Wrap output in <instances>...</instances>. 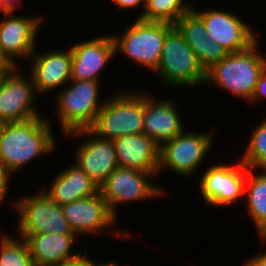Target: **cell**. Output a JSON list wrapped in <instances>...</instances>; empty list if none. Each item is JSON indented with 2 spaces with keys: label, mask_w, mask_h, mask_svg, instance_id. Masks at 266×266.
Returning <instances> with one entry per match:
<instances>
[{
  "label": "cell",
  "mask_w": 266,
  "mask_h": 266,
  "mask_svg": "<svg viewBox=\"0 0 266 266\" xmlns=\"http://www.w3.org/2000/svg\"><path fill=\"white\" fill-rule=\"evenodd\" d=\"M236 164L218 163L201 175L199 188L204 202L215 207H226L244 196L246 165L240 160Z\"/></svg>",
  "instance_id": "11"
},
{
  "label": "cell",
  "mask_w": 266,
  "mask_h": 266,
  "mask_svg": "<svg viewBox=\"0 0 266 266\" xmlns=\"http://www.w3.org/2000/svg\"><path fill=\"white\" fill-rule=\"evenodd\" d=\"M257 43L258 40L245 51L229 53L215 64L207 71L205 84L211 83L249 102L266 67V57L258 53Z\"/></svg>",
  "instance_id": "2"
},
{
  "label": "cell",
  "mask_w": 266,
  "mask_h": 266,
  "mask_svg": "<svg viewBox=\"0 0 266 266\" xmlns=\"http://www.w3.org/2000/svg\"><path fill=\"white\" fill-rule=\"evenodd\" d=\"M174 26L183 35L184 40L194 51L202 66V51L206 40H208V35L201 18L190 9L176 21Z\"/></svg>",
  "instance_id": "24"
},
{
  "label": "cell",
  "mask_w": 266,
  "mask_h": 266,
  "mask_svg": "<svg viewBox=\"0 0 266 266\" xmlns=\"http://www.w3.org/2000/svg\"><path fill=\"white\" fill-rule=\"evenodd\" d=\"M158 173H148L135 169L117 167L99 187V191L109 206L112 214L117 218L118 204L148 200L164 195L161 187L151 183L149 177Z\"/></svg>",
  "instance_id": "9"
},
{
  "label": "cell",
  "mask_w": 266,
  "mask_h": 266,
  "mask_svg": "<svg viewBox=\"0 0 266 266\" xmlns=\"http://www.w3.org/2000/svg\"><path fill=\"white\" fill-rule=\"evenodd\" d=\"M0 238V266H34L25 239L6 233Z\"/></svg>",
  "instance_id": "25"
},
{
  "label": "cell",
  "mask_w": 266,
  "mask_h": 266,
  "mask_svg": "<svg viewBox=\"0 0 266 266\" xmlns=\"http://www.w3.org/2000/svg\"><path fill=\"white\" fill-rule=\"evenodd\" d=\"M19 0H0V12L1 13H7V12H13L15 10H17L16 6H19V5H16L19 4Z\"/></svg>",
  "instance_id": "34"
},
{
  "label": "cell",
  "mask_w": 266,
  "mask_h": 266,
  "mask_svg": "<svg viewBox=\"0 0 266 266\" xmlns=\"http://www.w3.org/2000/svg\"><path fill=\"white\" fill-rule=\"evenodd\" d=\"M98 266H120V264H118L117 261L116 262L115 261H111V262L108 261V263L106 262L104 264H98Z\"/></svg>",
  "instance_id": "35"
},
{
  "label": "cell",
  "mask_w": 266,
  "mask_h": 266,
  "mask_svg": "<svg viewBox=\"0 0 266 266\" xmlns=\"http://www.w3.org/2000/svg\"><path fill=\"white\" fill-rule=\"evenodd\" d=\"M70 83L57 96L56 115L63 135L89 129L105 103L99 98V81L71 79Z\"/></svg>",
  "instance_id": "4"
},
{
  "label": "cell",
  "mask_w": 266,
  "mask_h": 266,
  "mask_svg": "<svg viewBox=\"0 0 266 266\" xmlns=\"http://www.w3.org/2000/svg\"><path fill=\"white\" fill-rule=\"evenodd\" d=\"M153 72L160 82L175 88L199 87L207 79L198 57L175 26L166 34L158 66Z\"/></svg>",
  "instance_id": "3"
},
{
  "label": "cell",
  "mask_w": 266,
  "mask_h": 266,
  "mask_svg": "<svg viewBox=\"0 0 266 266\" xmlns=\"http://www.w3.org/2000/svg\"><path fill=\"white\" fill-rule=\"evenodd\" d=\"M170 99L157 100L143 93L142 133L154 139L160 146L184 131L178 110Z\"/></svg>",
  "instance_id": "18"
},
{
  "label": "cell",
  "mask_w": 266,
  "mask_h": 266,
  "mask_svg": "<svg viewBox=\"0 0 266 266\" xmlns=\"http://www.w3.org/2000/svg\"><path fill=\"white\" fill-rule=\"evenodd\" d=\"M77 237L76 234L42 233L28 234L24 239L30 249L34 266H58L81 253L71 252Z\"/></svg>",
  "instance_id": "20"
},
{
  "label": "cell",
  "mask_w": 266,
  "mask_h": 266,
  "mask_svg": "<svg viewBox=\"0 0 266 266\" xmlns=\"http://www.w3.org/2000/svg\"><path fill=\"white\" fill-rule=\"evenodd\" d=\"M89 129L98 137L109 140L142 133L143 92L119 91L115 96L105 99Z\"/></svg>",
  "instance_id": "5"
},
{
  "label": "cell",
  "mask_w": 266,
  "mask_h": 266,
  "mask_svg": "<svg viewBox=\"0 0 266 266\" xmlns=\"http://www.w3.org/2000/svg\"><path fill=\"white\" fill-rule=\"evenodd\" d=\"M16 65H14L9 58L3 53L0 47V73H9L11 72Z\"/></svg>",
  "instance_id": "32"
},
{
  "label": "cell",
  "mask_w": 266,
  "mask_h": 266,
  "mask_svg": "<svg viewBox=\"0 0 266 266\" xmlns=\"http://www.w3.org/2000/svg\"><path fill=\"white\" fill-rule=\"evenodd\" d=\"M6 74H8V73H0V85H1V82H2V80Z\"/></svg>",
  "instance_id": "36"
},
{
  "label": "cell",
  "mask_w": 266,
  "mask_h": 266,
  "mask_svg": "<svg viewBox=\"0 0 266 266\" xmlns=\"http://www.w3.org/2000/svg\"><path fill=\"white\" fill-rule=\"evenodd\" d=\"M191 9L201 18L208 37L222 45L228 53L245 51L257 41L254 30L235 14L219 9L203 12L195 7Z\"/></svg>",
  "instance_id": "13"
},
{
  "label": "cell",
  "mask_w": 266,
  "mask_h": 266,
  "mask_svg": "<svg viewBox=\"0 0 266 266\" xmlns=\"http://www.w3.org/2000/svg\"><path fill=\"white\" fill-rule=\"evenodd\" d=\"M72 52L71 79L99 81V74L116 55L111 34L99 36L70 47Z\"/></svg>",
  "instance_id": "16"
},
{
  "label": "cell",
  "mask_w": 266,
  "mask_h": 266,
  "mask_svg": "<svg viewBox=\"0 0 266 266\" xmlns=\"http://www.w3.org/2000/svg\"><path fill=\"white\" fill-rule=\"evenodd\" d=\"M119 167L159 173L160 145L144 133L112 140Z\"/></svg>",
  "instance_id": "19"
},
{
  "label": "cell",
  "mask_w": 266,
  "mask_h": 266,
  "mask_svg": "<svg viewBox=\"0 0 266 266\" xmlns=\"http://www.w3.org/2000/svg\"><path fill=\"white\" fill-rule=\"evenodd\" d=\"M174 27L165 22L145 21L140 18L128 25L124 32L111 34L115 52L127 55L137 65L145 66L151 72L158 66L166 34Z\"/></svg>",
  "instance_id": "6"
},
{
  "label": "cell",
  "mask_w": 266,
  "mask_h": 266,
  "mask_svg": "<svg viewBox=\"0 0 266 266\" xmlns=\"http://www.w3.org/2000/svg\"><path fill=\"white\" fill-rule=\"evenodd\" d=\"M229 53L217 42H214L211 37H208L202 51V67L207 72L215 64L220 62Z\"/></svg>",
  "instance_id": "27"
},
{
  "label": "cell",
  "mask_w": 266,
  "mask_h": 266,
  "mask_svg": "<svg viewBox=\"0 0 266 266\" xmlns=\"http://www.w3.org/2000/svg\"><path fill=\"white\" fill-rule=\"evenodd\" d=\"M184 0H145L141 14L137 17L145 21L165 22L175 24L191 6Z\"/></svg>",
  "instance_id": "23"
},
{
  "label": "cell",
  "mask_w": 266,
  "mask_h": 266,
  "mask_svg": "<svg viewBox=\"0 0 266 266\" xmlns=\"http://www.w3.org/2000/svg\"><path fill=\"white\" fill-rule=\"evenodd\" d=\"M5 16L7 19L0 21V47L9 60L18 66L15 57L31 58L34 53L42 18L13 16V12L4 13Z\"/></svg>",
  "instance_id": "15"
},
{
  "label": "cell",
  "mask_w": 266,
  "mask_h": 266,
  "mask_svg": "<svg viewBox=\"0 0 266 266\" xmlns=\"http://www.w3.org/2000/svg\"><path fill=\"white\" fill-rule=\"evenodd\" d=\"M20 73L19 66L6 74L0 85V122H23L42 116L34 103L37 97L32 77ZM36 95V97H35Z\"/></svg>",
  "instance_id": "10"
},
{
  "label": "cell",
  "mask_w": 266,
  "mask_h": 266,
  "mask_svg": "<svg viewBox=\"0 0 266 266\" xmlns=\"http://www.w3.org/2000/svg\"><path fill=\"white\" fill-rule=\"evenodd\" d=\"M244 266H266V252L262 251L260 254L253 255Z\"/></svg>",
  "instance_id": "33"
},
{
  "label": "cell",
  "mask_w": 266,
  "mask_h": 266,
  "mask_svg": "<svg viewBox=\"0 0 266 266\" xmlns=\"http://www.w3.org/2000/svg\"><path fill=\"white\" fill-rule=\"evenodd\" d=\"M266 96V67L261 72L258 82L256 84L254 93L250 99V103L257 102L260 99H263Z\"/></svg>",
  "instance_id": "28"
},
{
  "label": "cell",
  "mask_w": 266,
  "mask_h": 266,
  "mask_svg": "<svg viewBox=\"0 0 266 266\" xmlns=\"http://www.w3.org/2000/svg\"><path fill=\"white\" fill-rule=\"evenodd\" d=\"M213 138L211 132L183 131L166 141L160 146L158 174L168 168L184 177L193 175L212 148Z\"/></svg>",
  "instance_id": "8"
},
{
  "label": "cell",
  "mask_w": 266,
  "mask_h": 266,
  "mask_svg": "<svg viewBox=\"0 0 266 266\" xmlns=\"http://www.w3.org/2000/svg\"><path fill=\"white\" fill-rule=\"evenodd\" d=\"M62 208L72 231L77 236L105 233L106 227L114 226L117 221L100 191L92 196L64 204Z\"/></svg>",
  "instance_id": "14"
},
{
  "label": "cell",
  "mask_w": 266,
  "mask_h": 266,
  "mask_svg": "<svg viewBox=\"0 0 266 266\" xmlns=\"http://www.w3.org/2000/svg\"><path fill=\"white\" fill-rule=\"evenodd\" d=\"M253 129L250 141L240 159L248 168L266 171V118Z\"/></svg>",
  "instance_id": "26"
},
{
  "label": "cell",
  "mask_w": 266,
  "mask_h": 266,
  "mask_svg": "<svg viewBox=\"0 0 266 266\" xmlns=\"http://www.w3.org/2000/svg\"><path fill=\"white\" fill-rule=\"evenodd\" d=\"M14 204L18 213L19 237L28 234H74L62 205L56 204L42 189L34 195L21 197ZM16 205V206H15Z\"/></svg>",
  "instance_id": "7"
},
{
  "label": "cell",
  "mask_w": 266,
  "mask_h": 266,
  "mask_svg": "<svg viewBox=\"0 0 266 266\" xmlns=\"http://www.w3.org/2000/svg\"><path fill=\"white\" fill-rule=\"evenodd\" d=\"M264 172L255 173L246 166L244 185V196L248 200L246 211L256 225L263 243L266 242V171Z\"/></svg>",
  "instance_id": "22"
},
{
  "label": "cell",
  "mask_w": 266,
  "mask_h": 266,
  "mask_svg": "<svg viewBox=\"0 0 266 266\" xmlns=\"http://www.w3.org/2000/svg\"><path fill=\"white\" fill-rule=\"evenodd\" d=\"M11 175V173L0 166V203L6 198V193L9 189V178Z\"/></svg>",
  "instance_id": "30"
},
{
  "label": "cell",
  "mask_w": 266,
  "mask_h": 266,
  "mask_svg": "<svg viewBox=\"0 0 266 266\" xmlns=\"http://www.w3.org/2000/svg\"><path fill=\"white\" fill-rule=\"evenodd\" d=\"M44 192L59 205L80 200L99 192L96 183L75 162L61 171Z\"/></svg>",
  "instance_id": "21"
},
{
  "label": "cell",
  "mask_w": 266,
  "mask_h": 266,
  "mask_svg": "<svg viewBox=\"0 0 266 266\" xmlns=\"http://www.w3.org/2000/svg\"><path fill=\"white\" fill-rule=\"evenodd\" d=\"M42 117L23 122L2 123L0 166L12 175L37 157L54 151L56 141L51 123L49 119Z\"/></svg>",
  "instance_id": "1"
},
{
  "label": "cell",
  "mask_w": 266,
  "mask_h": 266,
  "mask_svg": "<svg viewBox=\"0 0 266 266\" xmlns=\"http://www.w3.org/2000/svg\"><path fill=\"white\" fill-rule=\"evenodd\" d=\"M115 6H118L122 10L132 9L140 6L141 3L145 5V0H112Z\"/></svg>",
  "instance_id": "31"
},
{
  "label": "cell",
  "mask_w": 266,
  "mask_h": 266,
  "mask_svg": "<svg viewBox=\"0 0 266 266\" xmlns=\"http://www.w3.org/2000/svg\"><path fill=\"white\" fill-rule=\"evenodd\" d=\"M90 257L87 256V249H85L83 254H79L77 257L63 261L58 266H97L94 262V259H89Z\"/></svg>",
  "instance_id": "29"
},
{
  "label": "cell",
  "mask_w": 266,
  "mask_h": 266,
  "mask_svg": "<svg viewBox=\"0 0 266 266\" xmlns=\"http://www.w3.org/2000/svg\"><path fill=\"white\" fill-rule=\"evenodd\" d=\"M31 75L36 93H48L68 84L72 74V52L55 50L44 54L34 51L32 54Z\"/></svg>",
  "instance_id": "17"
},
{
  "label": "cell",
  "mask_w": 266,
  "mask_h": 266,
  "mask_svg": "<svg viewBox=\"0 0 266 266\" xmlns=\"http://www.w3.org/2000/svg\"><path fill=\"white\" fill-rule=\"evenodd\" d=\"M65 136H87L75 149V163L100 187L109 175L119 167L112 140L95 135L90 129H80ZM90 137V138H89Z\"/></svg>",
  "instance_id": "12"
}]
</instances>
